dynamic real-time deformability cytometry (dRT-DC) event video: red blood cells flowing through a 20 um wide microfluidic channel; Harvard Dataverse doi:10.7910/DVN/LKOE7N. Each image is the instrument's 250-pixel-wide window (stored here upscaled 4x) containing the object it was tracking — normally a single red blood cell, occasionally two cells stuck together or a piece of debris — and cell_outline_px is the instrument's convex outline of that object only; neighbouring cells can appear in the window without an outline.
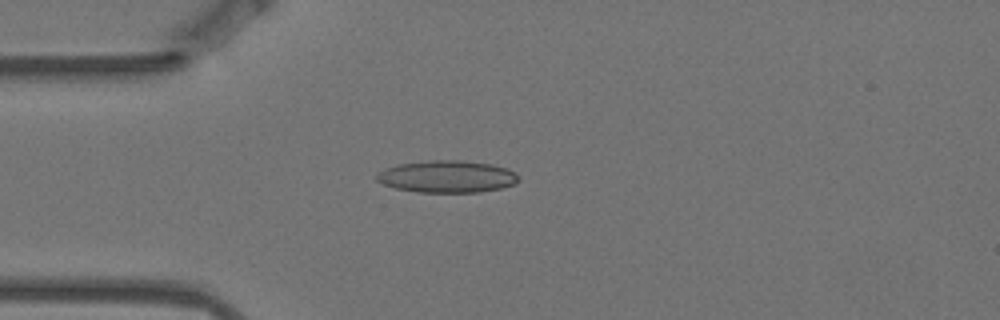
{"species": "Egyptian fruit bat (a non-hibernating species)", "species_latin": "Rousettus aegyptiacus", "temperature_condition": "warm", "stored_images_in_passage": 3, "camera_frame_rate_fps": 3000, "um_per_image_px": 0.085, "animal": {"sex": "female"}, "frame": {"image": 1, "passage_image": 3, "time_ms": 0.667, "image_size_px": [1000, 320], "cell_outline_px": [[520, 180], [516, 184], [500, 188], [480, 192], [420, 192], [396, 188], [384, 184], [376, 180], [376, 176], [384, 168], [396, 164], [428, 160], [460, 160], [492, 164], [508, 168], [520, 176]], "centroid_in_image_um": [38.03, 15.0], "position_along_channel_um": 47.0, "area_um2": 26.7}}